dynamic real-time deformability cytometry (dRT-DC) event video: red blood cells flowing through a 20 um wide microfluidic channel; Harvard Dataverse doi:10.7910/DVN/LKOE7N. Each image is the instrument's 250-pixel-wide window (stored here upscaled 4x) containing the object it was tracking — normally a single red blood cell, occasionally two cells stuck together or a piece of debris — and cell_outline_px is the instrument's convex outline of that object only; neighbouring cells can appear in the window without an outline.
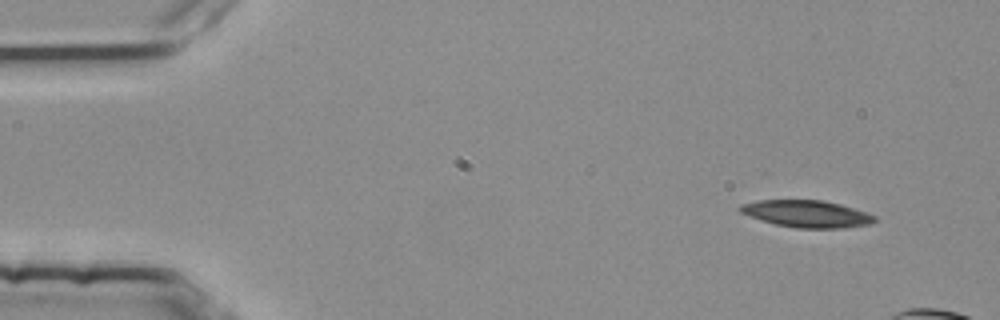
{"species": "common noctule bat (a hibernating species)", "species_latin": "Nyctalus noctula", "temperature_condition": "room temperature", "stored_images_in_passage": 8, "camera_frame_rate_fps": 3000, "um_per_image_px": 0.085, "animal": {"sex": "female", "body_mass_g": 25.1}, "frame": {"image": 1, "passage_image": 1, "time_ms": 0.0, "image_size_px": [1000, 320], "cell_outline_px": [[876, 220], [872, 224], [844, 228], [796, 228], [776, 224], [748, 216], [740, 212], [736, 208], [740, 204], [756, 200], [824, 200], [840, 204], [868, 212], [876, 216]], "centroid_in_image_um": [68.58, 18.17], "position_along_channel_um": 16.4, "area_um2": 21.44}}